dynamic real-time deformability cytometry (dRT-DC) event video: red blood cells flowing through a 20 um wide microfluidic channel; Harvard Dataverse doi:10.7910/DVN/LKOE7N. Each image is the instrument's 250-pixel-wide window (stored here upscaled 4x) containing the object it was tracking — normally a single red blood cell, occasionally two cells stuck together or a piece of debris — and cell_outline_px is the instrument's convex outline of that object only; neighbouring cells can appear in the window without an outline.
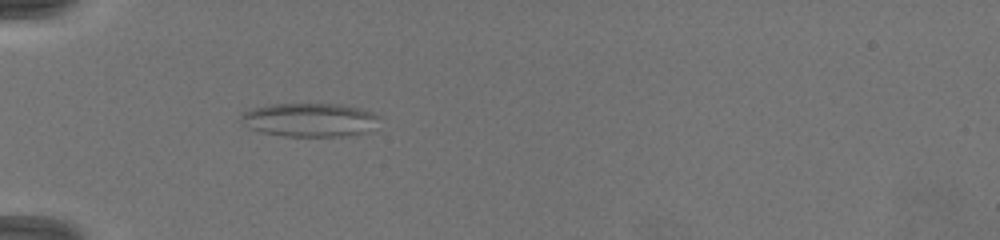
{"species": "common noctule bat (a hibernating species)", "species_latin": "Nyctalus noctula", "temperature_condition": "warm", "stored_images_in_passage": 35, "camera_frame_rate_fps": 3000, "um_per_image_px": 0.085, "animal": {"sex": "female", "body_mass_g": 19.5, "forearm_length_mm": 54.1}, "frame": {"image": 1, "passage_image": 11, "time_ms": 5.667, "image_size_px": [1000, 240], "cell_outline_px": [[384, 116], [360, 132], [340, 136], [284, 136], [260, 132], [248, 128], [240, 120], [240, 116], [244, 112], [252, 108], [268, 104], [340, 104], [360, 108]], "centroid_in_image_um": [26.23, 10.17], "position_along_channel_um": 58.8, "area_um2": 26.82}}
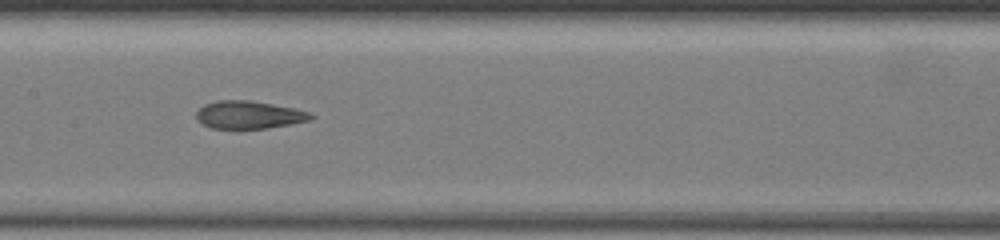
{"frame": {"image": 2, "passage_image": 21, "time_ms": 9.0, "image_size_px": [1000, 240], "cell_outline_px": [[316, 116], [312, 120], [268, 128], [212, 128], [200, 124], [196, 120], [196, 112], [204, 104], [216, 100], [248, 100], [272, 104], [292, 108], [308, 112]], "centroid_in_image_um": [21.12, 9.76], "position_along_channel_um": 186.3, "area_um2": 18.55}}
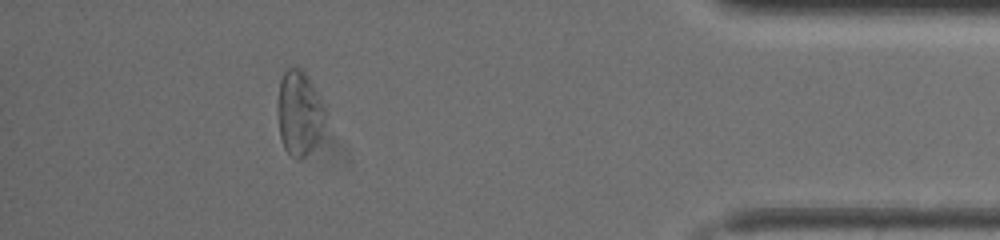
{"frame": {"image": 3, "passage_image": 32, "time_ms": 15.333, "image_size_px": [1000, 240], "cell_outline_px": [[328, 116], [312, 148], [300, 160], [292, 156], [284, 148], [280, 136], [276, 104], [280, 80], [284, 72], [288, 68], [300, 68], [308, 76], [328, 112]], "centroid_in_image_um": [25.43, 9.58], "position_along_channel_um": 409.8, "area_um2": 23.58}, "authors_computed_cell_mechanics": {"area_um2": 22.4264, "velocity_mm_per_s": 4.1829, "shape_relaxation_time_tau1_ms": null, "shape_relaxation_time_tau2_ms": 1.8396, "deformation_change_tau1": null, "deformation_change_tau2": 0.0952}}